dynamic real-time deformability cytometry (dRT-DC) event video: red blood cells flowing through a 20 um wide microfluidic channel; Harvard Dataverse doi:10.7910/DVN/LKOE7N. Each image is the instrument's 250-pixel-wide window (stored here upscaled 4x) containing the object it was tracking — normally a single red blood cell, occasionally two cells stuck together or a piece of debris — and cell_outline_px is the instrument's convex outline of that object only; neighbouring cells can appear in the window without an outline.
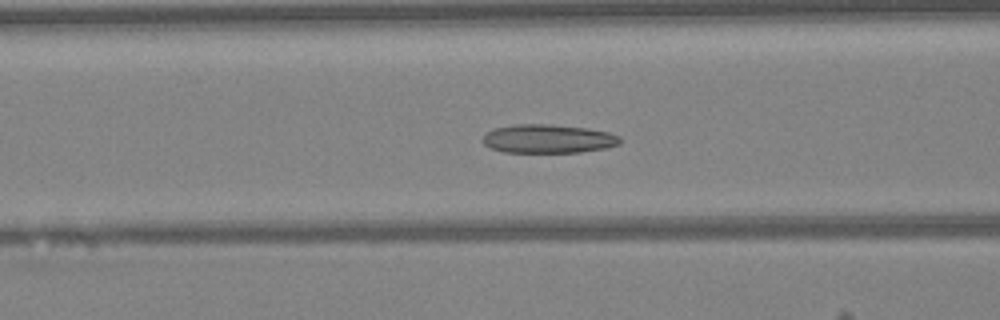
{"species": "Egyptian fruit bat (a non-hibernating species)", "species_latin": "Rousettus aegyptiacus", "temperature_condition": "warm", "stored_images_in_passage": 48, "camera_frame_rate_fps": 3000, "um_per_image_px": 0.085, "animal": {"sex": "female"}, "frame": {"image": 1, "passage_image": 19, "time_ms": 6.0, "image_size_px": [1000, 320], "cell_outline_px": [[620, 144], [604, 148], [580, 152], [504, 152], [492, 148], [484, 144], [484, 136], [492, 128], [516, 124], [552, 124], [588, 128], [608, 132], [620, 136]], "centroid_in_image_um": [46.6, 11.78], "position_along_channel_um": 120.0, "area_um2": 22.89}}
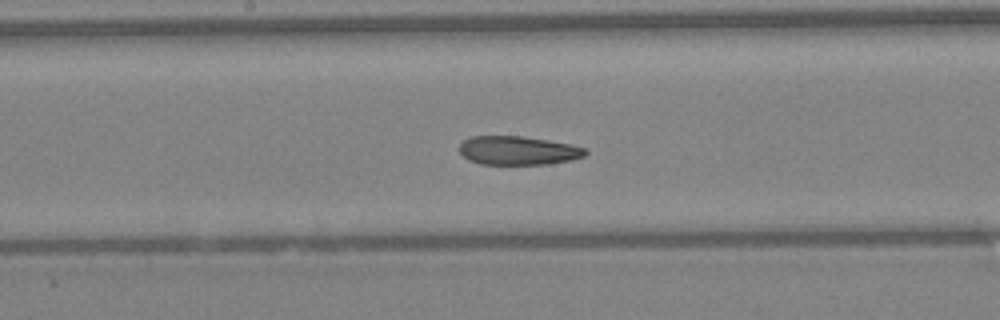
{"frame": {"image": 2, "passage_image": 25, "time_ms": 8.0, "image_size_px": [1000, 320], "cell_outline_px": [[588, 152], [584, 156], [572, 160], [548, 164], [480, 164], [468, 160], [460, 152], [460, 144], [464, 140], [472, 136], [520, 136], [548, 140], [572, 144], [588, 148]], "centroid_in_image_um": [44.08, 12.79], "position_along_channel_um": 204.1, "area_um2": 21.21}}
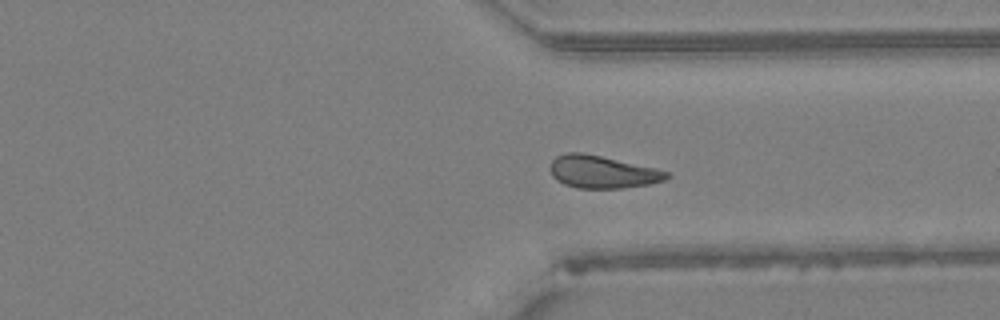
{"frame": {"image": 3, "passage_image": 36, "time_ms": 11.667, "image_size_px": [1000, 320], "cell_outline_px": [[672, 176], [664, 180], [648, 184], [624, 188], [576, 188], [564, 184], [556, 180], [552, 176], [552, 160], [556, 156], [564, 152], [580, 152], [600, 156], [656, 168], [668, 172]], "centroid_in_image_um": [51.2, 14.61], "position_along_channel_um": 360.2, "area_um2": 21.96}, "authors_computed_cell_mechanics": {"area_um2": 22.5131, "velocity_mm_per_s": 4.2347, "shape_relaxation_time_tau1_ms": null, "shape_relaxation_time_tau2_ms": 3.5228, "deformation_change_tau1": null, "deformation_change_tau2": 0.1069}}